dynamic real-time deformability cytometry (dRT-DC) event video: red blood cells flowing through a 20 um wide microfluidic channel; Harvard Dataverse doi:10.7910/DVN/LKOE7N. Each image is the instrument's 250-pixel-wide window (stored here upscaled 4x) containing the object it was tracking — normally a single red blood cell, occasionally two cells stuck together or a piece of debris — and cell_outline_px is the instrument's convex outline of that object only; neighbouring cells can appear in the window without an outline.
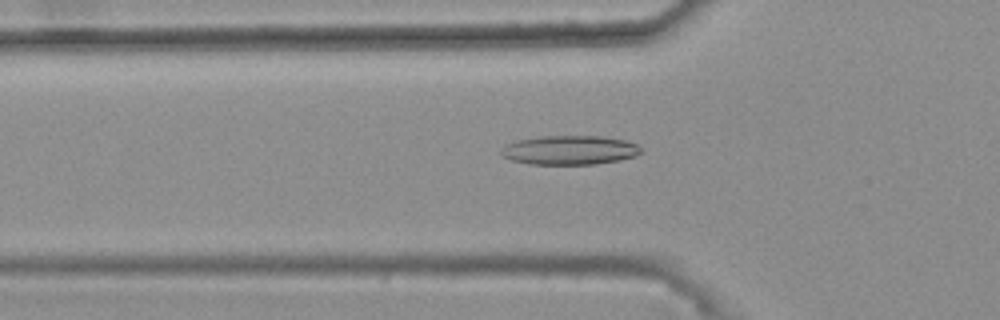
{"species": "common noctule bat (a hibernating species)", "species_latin": "Nyctalus noctula", "temperature_condition": "warm", "stored_images_in_passage": 37, "camera_frame_rate_fps": 3000, "um_per_image_px": 0.085, "animal": {"sex": "female", "body_mass_g": 25.1}, "frame": {"image": 1, "passage_image": 7, "time_ms": 2.0, "image_size_px": [1000, 320], "cell_outline_px": [[644, 152], [636, 156], [620, 160], [596, 164], [528, 164], [512, 160], [504, 156], [500, 152], [504, 144], [516, 140], [540, 136], [600, 136], [624, 140], [636, 144]], "centroid_in_image_um": [48.42, 12.76], "position_along_channel_um": 77.4, "area_um2": 23.87}}
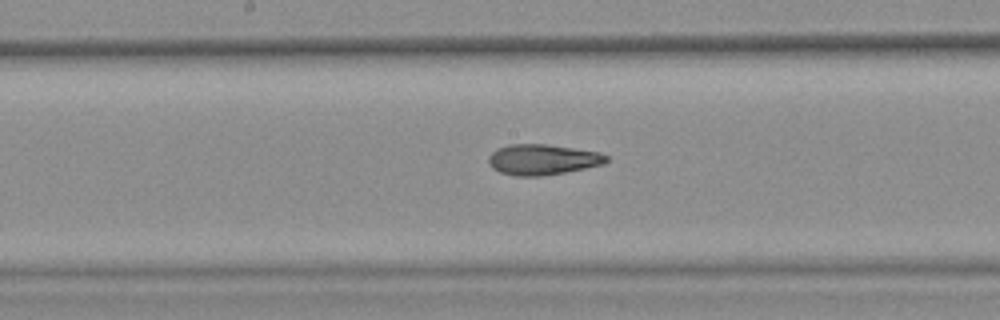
{"frame": {"image": 2, "passage_image": 17, "time_ms": 5.333, "image_size_px": [1000, 320], "cell_outline_px": [[608, 160], [604, 164], [564, 172], [540, 176], [516, 176], [500, 172], [492, 168], [488, 164], [488, 156], [496, 148], [508, 144], [548, 144], [600, 152], [608, 156]], "centroid_in_image_um": [46.09, 13.55], "position_along_channel_um": 202.1, "area_um2": 21.1}}
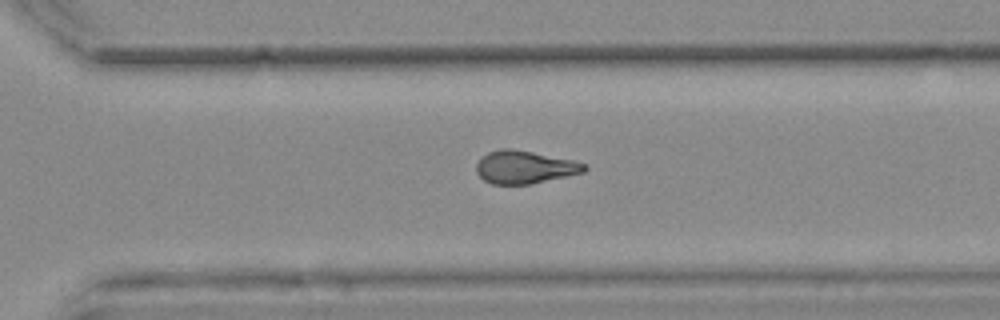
{"frame": {"image": 3, "passage_image": 27, "time_ms": 8.667, "image_size_px": [1000, 320], "cell_outline_px": [[588, 168], [584, 172], [532, 184], [492, 184], [484, 180], [476, 172], [476, 164], [488, 152], [500, 148], [512, 148], [572, 160], [588, 164]], "centroid_in_image_um": [44.6, 14.21], "position_along_channel_um": 326.0, "area_um2": 20.63}, "authors_computed_cell_mechanics": {"area_um2": 20.9236, "velocity_mm_per_s": 3.7232, "shape_relaxation_time_tau1_ms": null, "shape_relaxation_time_tau2_ms": 3.4049, "deformation_change_tau1": null, "deformation_change_tau2": 0.1238}}